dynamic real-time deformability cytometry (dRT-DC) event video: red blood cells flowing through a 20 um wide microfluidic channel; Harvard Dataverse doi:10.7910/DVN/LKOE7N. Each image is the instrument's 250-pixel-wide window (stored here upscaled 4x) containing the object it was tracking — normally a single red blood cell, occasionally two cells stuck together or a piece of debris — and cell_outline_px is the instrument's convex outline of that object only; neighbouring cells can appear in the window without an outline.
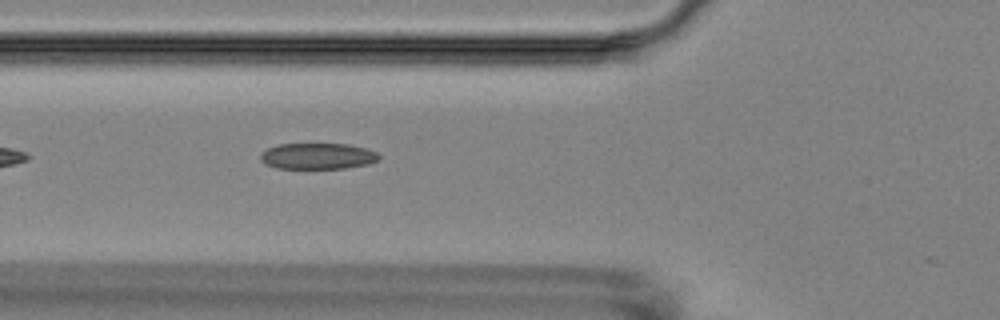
{"species": "Egyptian fruit bat (a non-hibernating species)", "species_latin": "Rousettus aegyptiacus", "temperature_condition": "room temperature", "stored_images_in_passage": 2, "camera_frame_rate_fps": 3000, "um_per_image_px": 0.085, "animal": {"sex": "female"}, "frame": {"image": 1, "passage_image": 2, "time_ms": 1.0, "image_size_px": [1000, 320], "cell_outline_px": [[380, 156], [376, 160], [368, 164], [344, 168], [276, 168], [260, 160], [260, 156], [268, 148], [280, 144], [348, 144], [364, 148], [376, 152]], "centroid_in_image_um": [27.0, 13.27], "position_along_channel_um": 98.8, "area_um2": 17.69}}